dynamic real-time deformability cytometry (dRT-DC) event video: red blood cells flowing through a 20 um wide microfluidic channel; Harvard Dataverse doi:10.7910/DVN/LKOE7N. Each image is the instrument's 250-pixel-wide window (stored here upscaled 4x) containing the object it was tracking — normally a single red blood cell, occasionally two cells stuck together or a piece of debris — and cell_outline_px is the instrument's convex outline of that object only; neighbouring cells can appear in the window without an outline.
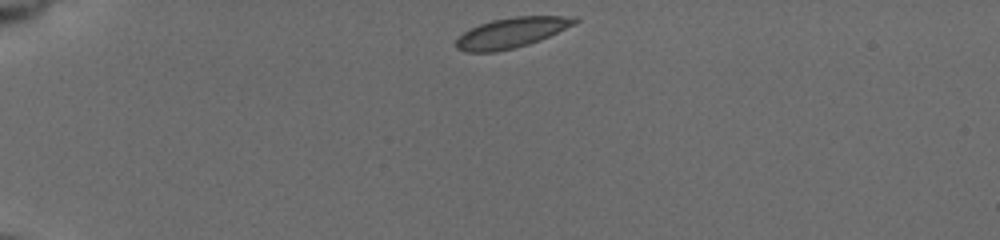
{"species": "common noctule bat (a hibernating species)", "species_latin": "Nyctalus noctula", "temperature_condition": "cold", "stored_images_in_passage": 43, "camera_frame_rate_fps": 3000, "um_per_image_px": 0.085, "animal": {"sex": "female", "body_mass_g": 19.5, "forearm_length_mm": 54.1}, "frame": {"image": 1, "passage_image": 1, "time_ms": 0.0, "image_size_px": [1000, 240], "cell_outline_px": [[580, 20], [540, 40], [528, 44], [496, 52], [464, 52], [456, 48], [456, 40], [464, 32], [480, 24], [492, 20], [516, 16], [580, 16]], "centroid_in_image_um": [43.46, 2.77], "position_along_channel_um": 41.5, "area_um2": 20.58}}
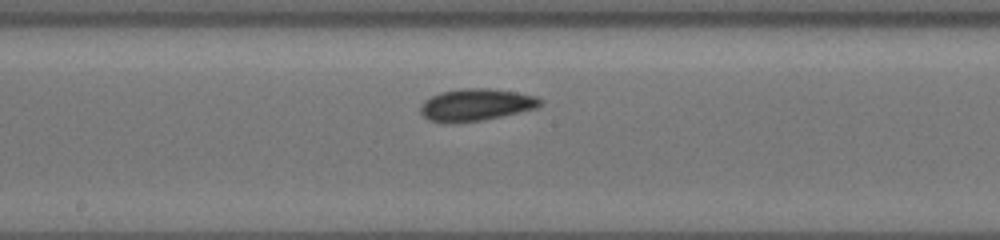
{"frame": {"image": 2, "passage_image": 19, "time_ms": 6.0, "image_size_px": [1000, 240], "cell_outline_px": [[544, 104], [536, 108], [520, 112], [480, 120], [428, 120], [420, 112], [420, 104], [424, 100], [440, 92], [464, 88], [488, 88], [516, 92], [536, 96], [544, 100]], "centroid_in_image_um": [40.52, 8.86], "position_along_channel_um": 207.7, "area_um2": 21.79}}
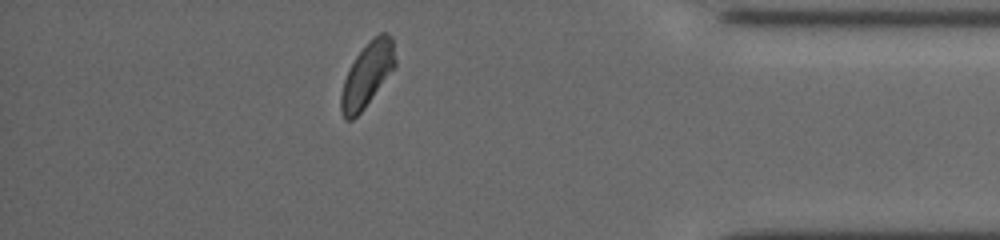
{"frame": {"image": 3, "passage_image": 37, "time_ms": 12.0, "image_size_px": [1000, 240], "cell_outline_px": [[396, 64], [364, 108], [352, 120], [344, 120], [340, 108], [340, 96], [344, 80], [356, 56], [368, 40], [380, 32], [388, 32], [392, 36], [396, 60]], "centroid_in_image_um": [31.21, 6.31], "position_along_channel_um": 404.0, "area_um2": 20.06}, "authors_computed_cell_mechanics": {"area_um2": 20.9236, "velocity_mm_per_s": 3.7065, "shape_relaxation_time_tau1_ms": 3.8963, "shape_relaxation_time_tau2_ms": null, "deformation_change_tau1": 0.1371, "deformation_change_tau2": null}}